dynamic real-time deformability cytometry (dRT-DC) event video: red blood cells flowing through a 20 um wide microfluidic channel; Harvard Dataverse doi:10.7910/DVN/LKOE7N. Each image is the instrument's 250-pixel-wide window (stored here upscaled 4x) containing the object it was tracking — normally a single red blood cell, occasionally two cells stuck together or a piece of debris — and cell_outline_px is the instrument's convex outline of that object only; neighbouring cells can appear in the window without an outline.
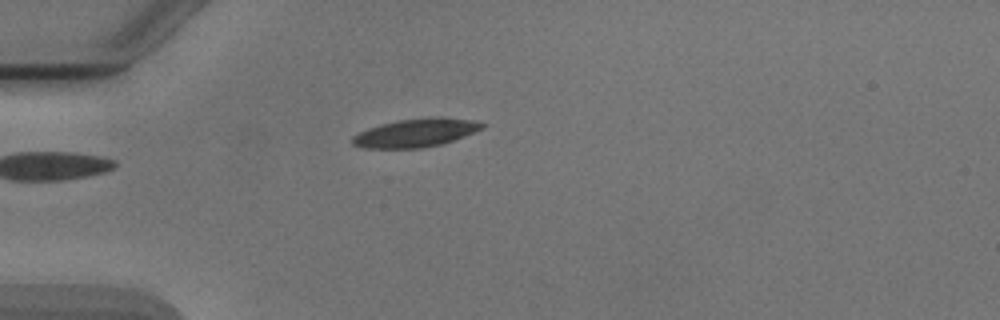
{"species": "Egyptian fruit bat (a non-hibernating species)", "species_latin": "Rousettus aegyptiacus", "temperature_condition": "cold", "stored_images_in_passage": 2, "camera_frame_rate_fps": 3000, "um_per_image_px": 0.085, "animal": {"sex": "male"}, "frame": {"image": 1, "passage_image": 2, "time_ms": 1.0, "image_size_px": [1000, 320], "cell_outline_px": [[488, 124], [484, 128], [464, 136], [440, 144], [424, 148], [364, 148], [352, 144], [352, 136], [368, 128], [380, 124], [400, 120], [440, 116], [472, 120]], "centroid_in_image_um": [35.36, 11.28], "position_along_channel_um": 49.6, "area_um2": 21.39}}